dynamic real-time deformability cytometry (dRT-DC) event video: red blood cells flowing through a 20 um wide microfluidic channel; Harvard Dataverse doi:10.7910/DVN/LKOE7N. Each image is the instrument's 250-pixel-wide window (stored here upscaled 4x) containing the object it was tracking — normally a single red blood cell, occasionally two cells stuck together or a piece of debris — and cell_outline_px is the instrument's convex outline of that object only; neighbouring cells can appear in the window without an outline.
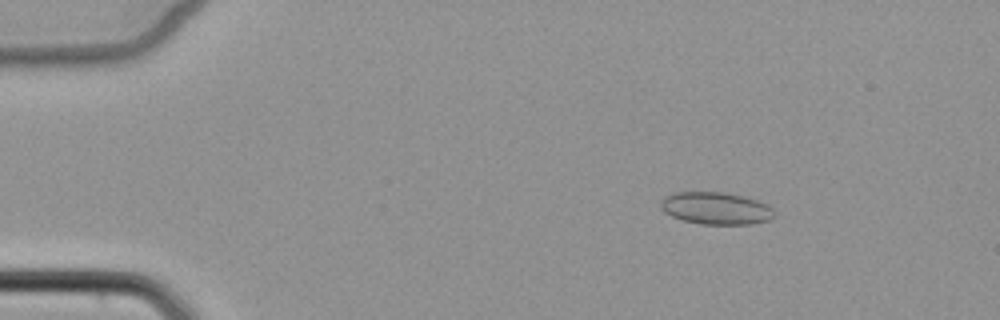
{"species": "common noctule bat (a hibernating species)", "species_latin": "Nyctalus noctula", "temperature_condition": "cold", "stored_images_in_passage": 3, "camera_frame_rate_fps": 3000, "um_per_image_px": 0.085, "animal": {"sex": "female", "body_mass_g": 22.7, "forearm_length_mm": 54.2}, "frame": {"image": 1, "passage_image": 1, "time_ms": 0.0, "image_size_px": [1000, 320], "cell_outline_px": [[776, 216], [772, 220], [752, 224], [700, 224], [684, 220], [672, 216], [664, 212], [660, 208], [660, 200], [664, 196], [672, 192], [724, 192], [756, 200], [768, 204], [772, 208]], "centroid_in_image_um": [60.85, 17.7], "position_along_channel_um": 24.1, "area_um2": 21.56}}